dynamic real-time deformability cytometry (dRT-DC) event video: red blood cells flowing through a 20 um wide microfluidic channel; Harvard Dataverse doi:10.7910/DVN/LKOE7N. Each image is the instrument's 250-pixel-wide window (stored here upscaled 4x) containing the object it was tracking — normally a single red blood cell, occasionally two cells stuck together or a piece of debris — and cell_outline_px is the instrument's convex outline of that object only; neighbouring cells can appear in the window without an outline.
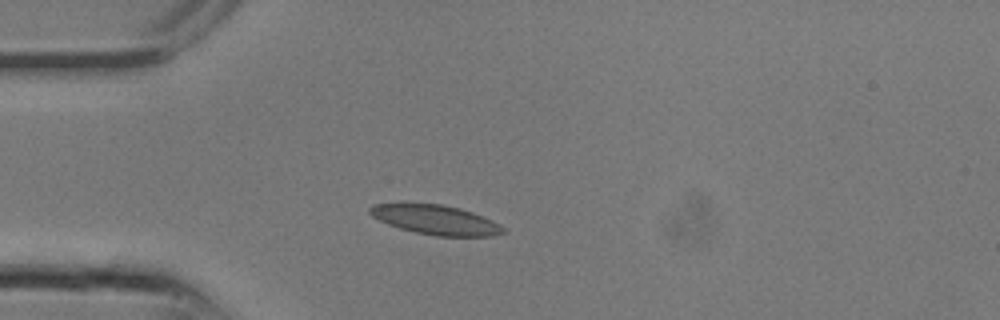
{"species": "common noctule bat (a hibernating species)", "species_latin": "Nyctalus noctula", "temperature_condition": "room temperature", "stored_images_in_passage": 5, "camera_frame_rate_fps": 3000, "um_per_image_px": 0.085, "animal": {"sex": "male", "body_mass_g": 13.3}, "frame": {"image": 1, "passage_image": 1, "time_ms": 0.0, "image_size_px": [1000, 320], "cell_outline_px": [[508, 232], [492, 236], [436, 236], [416, 232], [400, 228], [388, 224], [372, 216], [368, 212], [368, 208], [372, 204], [444, 204], [460, 208], [484, 216], [500, 224]], "centroid_in_image_um": [37.08, 18.69], "position_along_channel_um": 47.9, "area_um2": 22.89}}
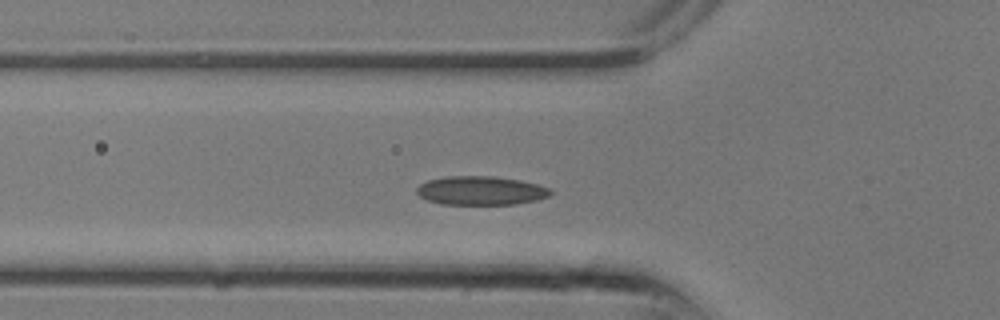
{"frame": {"image": 2, "passage_image": 3, "time_ms": 0.667, "image_size_px": [1000, 320], "cell_outline_px": [[552, 192], [548, 196], [536, 200], [516, 204], [440, 204], [428, 200], [420, 196], [416, 192], [416, 188], [420, 184], [428, 180], [448, 176], [496, 176], [520, 180], [536, 184], [548, 188]], "centroid_in_image_um": [40.85, 16.2], "position_along_channel_um": 85.0, "area_um2": 22.37}}
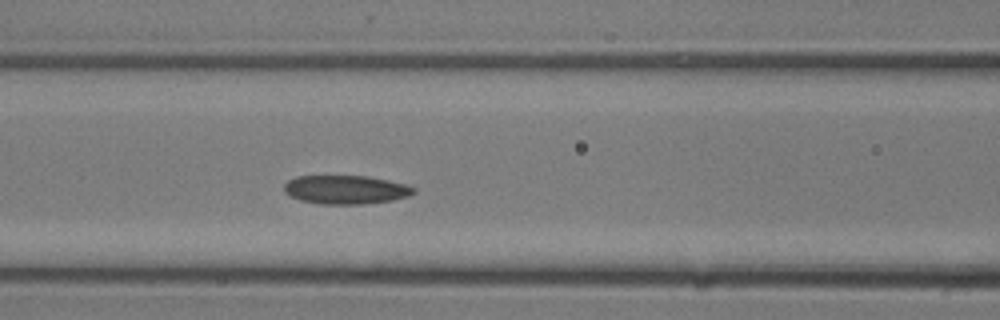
{"frame": {"image": 3, "passage_image": 5, "time_ms": 1.333, "image_size_px": [1000, 320], "cell_outline_px": [[416, 192], [408, 196], [392, 200], [360, 204], [320, 204], [300, 200], [284, 192], [284, 184], [288, 180], [296, 176], [368, 176], [388, 180], [404, 184], [416, 188]], "centroid_in_image_um": [29.38, 16.12], "position_along_channel_um": 137.2, "area_um2": 21.62}}